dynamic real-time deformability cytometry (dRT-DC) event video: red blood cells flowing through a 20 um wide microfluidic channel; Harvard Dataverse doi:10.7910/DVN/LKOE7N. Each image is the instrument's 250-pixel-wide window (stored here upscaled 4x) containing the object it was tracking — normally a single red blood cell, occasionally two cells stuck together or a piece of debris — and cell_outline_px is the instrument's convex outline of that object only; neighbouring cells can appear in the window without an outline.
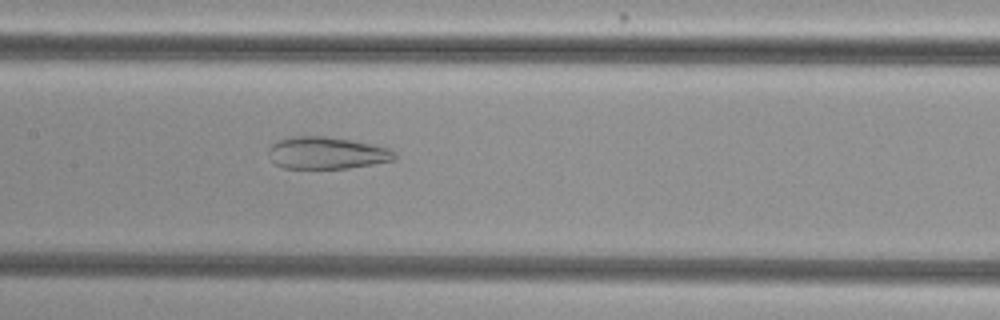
{"species": "common noctule bat (a hibernating species)", "species_latin": "Nyctalus noctula", "temperature_condition": "cold", "stored_images_in_passage": 49, "camera_frame_rate_fps": 3000, "um_per_image_px": 0.085, "animal": {"sex": "female", "body_mass_g": 29.2, "forearm_length_mm": 56.3}, "frame": {"image": 1, "passage_image": 22, "time_ms": 7.0, "image_size_px": [1000, 320], "cell_outline_px": [[396, 160], [348, 168], [284, 168], [276, 164], [272, 160], [268, 152], [268, 148], [272, 144], [288, 136], [328, 136], [352, 140], [372, 144], [388, 148], [396, 152]], "centroid_in_image_um": [27.78, 12.99], "position_along_channel_um": 179.6, "area_um2": 23.64}}
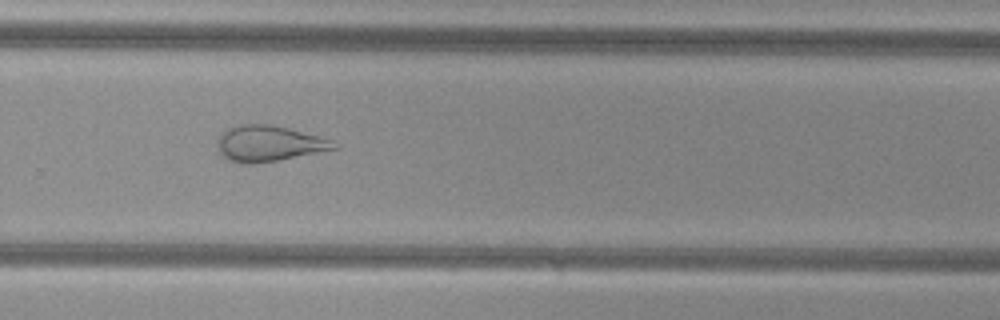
{"frame": {"image": 2, "passage_image": 32, "time_ms": 10.333, "image_size_px": [1000, 320], "cell_outline_px": [[340, 148], [276, 160], [252, 164], [244, 164], [228, 160], [220, 152], [216, 144], [220, 132], [228, 128], [240, 124], [272, 124], [320, 136], [332, 140], [340, 144]], "centroid_in_image_um": [22.85, 12.19], "position_along_channel_um": 306.9, "area_um2": 24.45}}
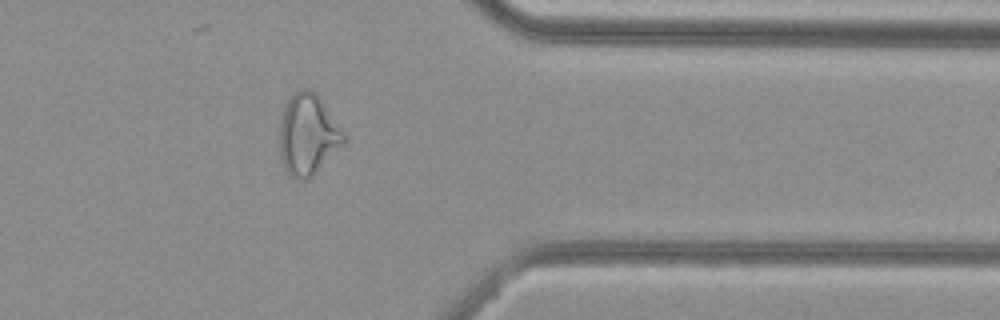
{"frame": {"image": 3, "passage_image": 39, "time_ms": 12.667, "image_size_px": [1000, 320], "cell_outline_px": [[348, 140], [308, 180], [296, 180], [284, 172], [280, 164], [280, 120], [284, 104], [288, 96], [300, 88], [308, 88], [316, 92], [320, 96], [344, 132]], "centroid_in_image_um": [26.15, 11.44], "position_along_channel_um": 385.3, "area_um2": 31.15}}